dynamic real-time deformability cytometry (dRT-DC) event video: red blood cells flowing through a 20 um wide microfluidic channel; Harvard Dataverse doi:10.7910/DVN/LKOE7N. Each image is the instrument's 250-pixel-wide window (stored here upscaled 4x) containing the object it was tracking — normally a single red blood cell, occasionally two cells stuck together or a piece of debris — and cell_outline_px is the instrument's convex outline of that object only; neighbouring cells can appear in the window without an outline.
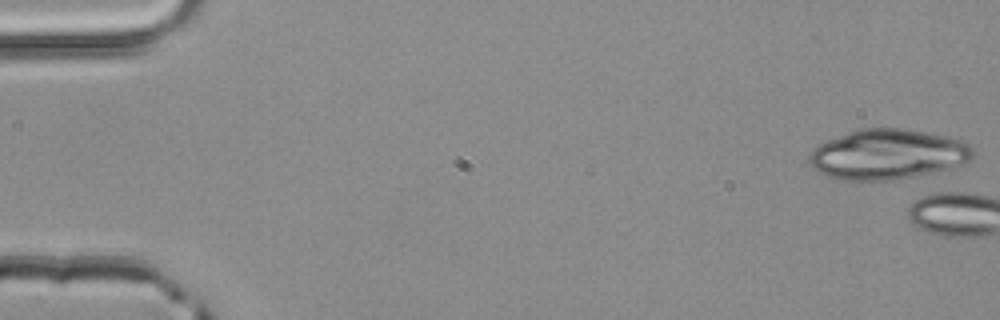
{"species": "common noctule bat (a hibernating species)", "species_latin": "Nyctalus noctula", "temperature_condition": "room temperature", "stored_images_in_passage": 4, "camera_frame_rate_fps": 3000, "um_per_image_px": 0.085, "animal": {"sex": "male", "body_mass_g": 20.4}, "frame": {"image": 1, "passage_image": 1, "time_ms": 0.0, "image_size_px": [1000, 320], "cell_outline_px": [[976, 156], [972, 160], [964, 164], [952, 168], [896, 180], [840, 180], [828, 176], [812, 168], [808, 156], [820, 144], [828, 140], [860, 128], [904, 128], [964, 140], [972, 148]], "centroid_in_image_um": [75.51, 13.13], "position_along_channel_um": 9.5, "area_um2": 47.86}}